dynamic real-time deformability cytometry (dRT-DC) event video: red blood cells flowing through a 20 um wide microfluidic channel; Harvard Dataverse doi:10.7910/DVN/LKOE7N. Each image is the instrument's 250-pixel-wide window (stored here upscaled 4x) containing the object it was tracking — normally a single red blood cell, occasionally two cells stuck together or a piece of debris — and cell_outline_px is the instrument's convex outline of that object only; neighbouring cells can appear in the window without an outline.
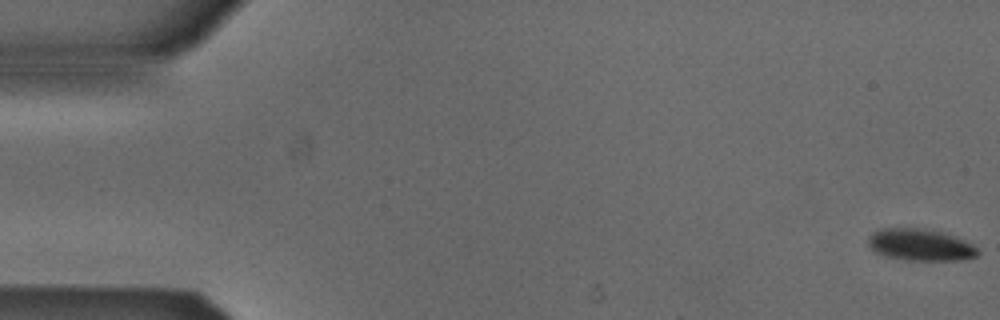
{"species": "Egyptian fruit bat (a non-hibernating species)", "species_latin": "Rousettus aegyptiacus", "temperature_condition": "cold", "stored_images_in_passage": 53, "camera_frame_rate_fps": 3000, "um_per_image_px": 0.085, "animal": {"sex": "male"}, "frame": {"image": 1, "passage_image": 1, "time_ms": 0.0, "image_size_px": [1000, 320], "cell_outline_px": [[980, 252], [976, 256], [964, 260], [908, 260], [884, 256], [876, 252], [868, 244], [868, 236], [872, 232], [880, 228], [924, 228], [940, 232], [964, 240], [972, 244]], "centroid_in_image_um": [78.2, 20.81], "position_along_channel_um": 6.8, "area_um2": 20.29}}
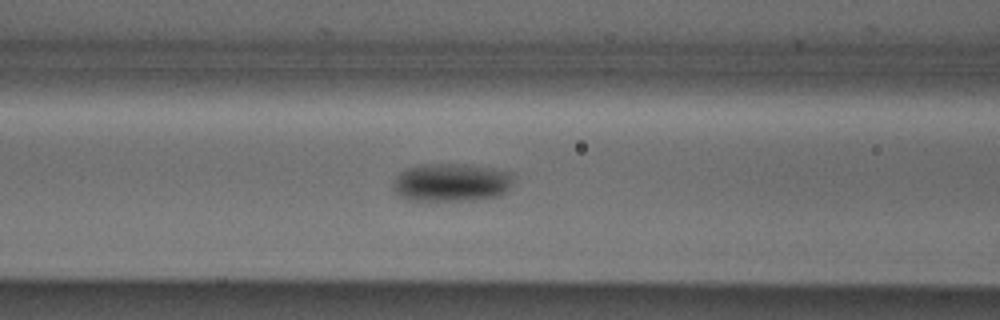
{"frame": {"image": 2, "passage_image": 22, "time_ms": 7.0, "image_size_px": [1000, 320], "cell_outline_px": [[516, 176], [512, 184], [504, 192], [496, 196], [476, 200], [408, 200], [400, 196], [392, 188], [392, 184], [400, 172], [416, 164], [468, 164], [492, 168], [512, 172]], "centroid_in_image_um": [38.38, 15.49], "position_along_channel_um": 128.2, "area_um2": 26.99}}
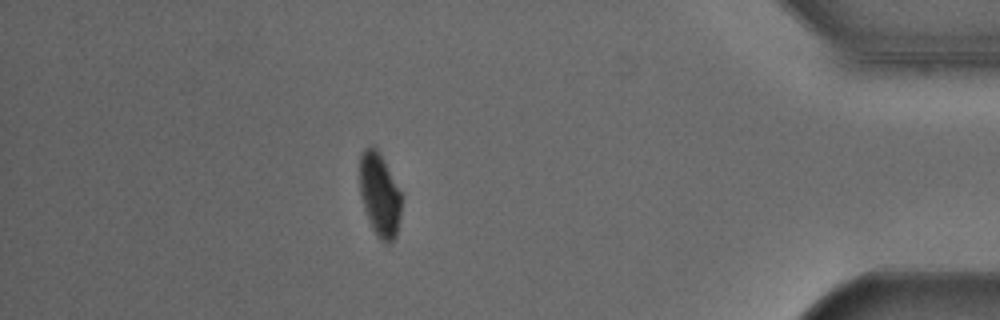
{"frame": {"image": 3, "passage_image": 47, "time_ms": 15.333, "image_size_px": [1000, 320], "cell_outline_px": [[404, 196], [396, 236], [388, 244], [384, 244], [376, 236], [368, 220], [364, 208], [360, 192], [360, 156], [364, 148], [372, 144], [380, 152]], "centroid_in_image_um": [32.3, 16.55], "position_along_channel_um": 402.9, "area_um2": 20.87}, "authors_computed_cell_mechanics": {"area_um2": 23.409, "velocity_mm_per_s": 3.863, "shape_relaxation_time_tau1_ms": 4.8998, "shape_relaxation_time_tau2_ms": null, "deformation_change_tau1": 0.0812, "deformation_change_tau2": null}}